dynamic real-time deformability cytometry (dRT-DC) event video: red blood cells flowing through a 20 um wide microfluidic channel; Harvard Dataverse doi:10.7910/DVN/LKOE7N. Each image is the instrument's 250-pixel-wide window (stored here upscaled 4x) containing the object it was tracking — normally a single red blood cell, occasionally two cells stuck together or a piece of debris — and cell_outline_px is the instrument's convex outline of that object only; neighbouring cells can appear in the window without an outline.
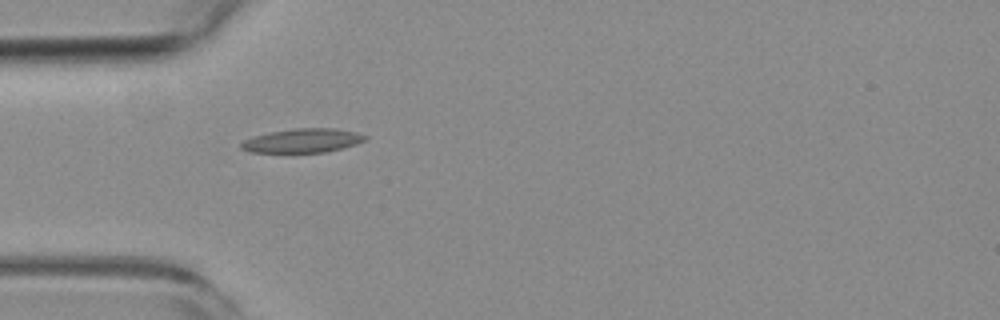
{"species": "common noctule bat (a hibernating species)", "species_latin": "Nyctalus noctula", "temperature_condition": "room temperature", "stored_images_in_passage": 32, "camera_frame_rate_fps": 3000, "um_per_image_px": 0.085, "animal": {"sex": "female", "body_mass_g": 19.3, "forearm_length_mm": 54.1}, "frame": {"image": 1, "passage_image": 1, "time_ms": 0.0, "image_size_px": [1000, 320], "cell_outline_px": [[368, 136], [364, 140], [356, 144], [324, 152], [248, 152], [240, 148], [240, 144], [244, 140], [252, 136], [292, 128], [336, 128], [356, 132]], "centroid_in_image_um": [25.69, 11.94], "position_along_channel_um": 59.3, "area_um2": 17.22}}
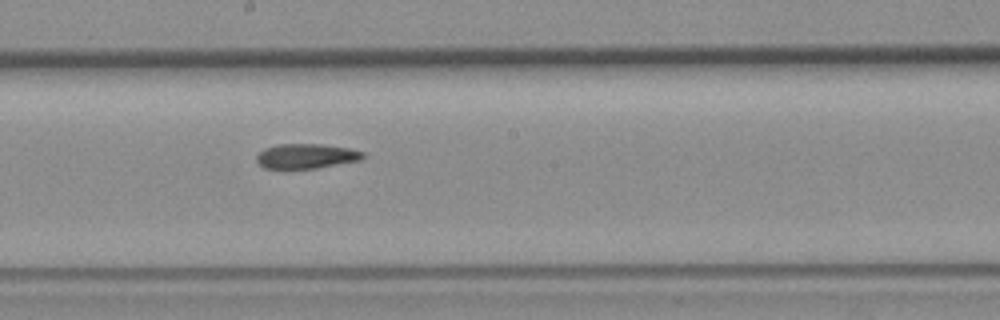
{"frame": {"image": 2, "passage_image": 14, "time_ms": 4.333, "image_size_px": [1000, 320], "cell_outline_px": [[364, 160], [316, 168], [284, 172], [264, 168], [256, 160], [256, 156], [264, 148], [276, 144], [320, 144], [348, 148], [364, 152]], "centroid_in_image_um": [25.98, 13.32], "position_along_channel_um": 222.2, "area_um2": 16.13}}
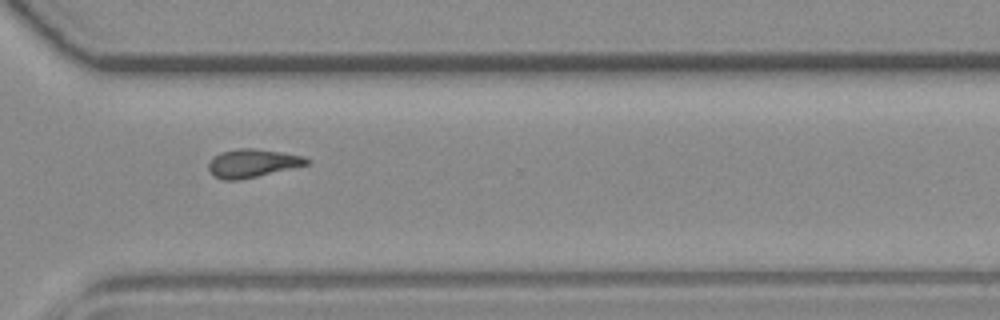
{"frame": {"image": 3, "passage_image": 24, "time_ms": 7.667, "image_size_px": [1000, 320], "cell_outline_px": [[308, 164], [240, 180], [224, 180], [216, 176], [208, 168], [208, 164], [220, 152], [240, 148], [256, 148], [304, 156], [308, 160]], "centroid_in_image_um": [21.45, 13.86], "position_along_channel_um": 349.1, "area_um2": 15.78}, "authors_computed_cell_mechanics": {"area_um2": 16.1551, "velocity_mm_per_s": 3.8107, "shape_relaxation_time_tau1_ms": null, "shape_relaxation_time_tau2_ms": 4.5801, "deformation_change_tau1": null, "deformation_change_tau2": 0.1158}}